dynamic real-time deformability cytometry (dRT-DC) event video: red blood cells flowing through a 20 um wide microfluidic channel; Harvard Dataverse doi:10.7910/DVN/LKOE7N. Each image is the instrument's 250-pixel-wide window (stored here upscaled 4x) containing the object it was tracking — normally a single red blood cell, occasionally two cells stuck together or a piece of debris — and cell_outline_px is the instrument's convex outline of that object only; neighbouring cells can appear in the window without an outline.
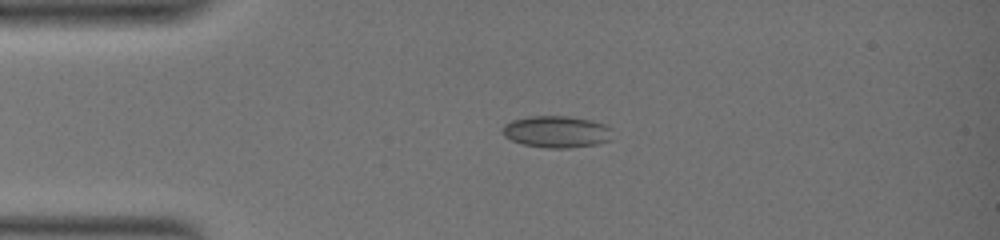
{"species": "common noctule bat (a hibernating species)", "species_latin": "Nyctalus noctula", "temperature_condition": "warm", "stored_images_in_passage": 7, "camera_frame_rate_fps": 3000, "um_per_image_px": 0.085, "animal": {"sex": "female", "body_mass_g": 19.0, "forearm_length_mm": 51.5}, "frame": {"image": 1, "passage_image": 1, "time_ms": 0.0, "image_size_px": [1000, 240], "cell_outline_px": [[612, 140], [596, 144], [568, 148], [544, 148], [524, 144], [512, 140], [504, 136], [500, 132], [500, 128], [504, 124], [512, 120], [528, 116], [568, 116], [592, 120], [604, 124], [612, 128]], "centroid_in_image_um": [47.3, 11.19], "position_along_channel_um": 37.7, "area_um2": 20.69}}